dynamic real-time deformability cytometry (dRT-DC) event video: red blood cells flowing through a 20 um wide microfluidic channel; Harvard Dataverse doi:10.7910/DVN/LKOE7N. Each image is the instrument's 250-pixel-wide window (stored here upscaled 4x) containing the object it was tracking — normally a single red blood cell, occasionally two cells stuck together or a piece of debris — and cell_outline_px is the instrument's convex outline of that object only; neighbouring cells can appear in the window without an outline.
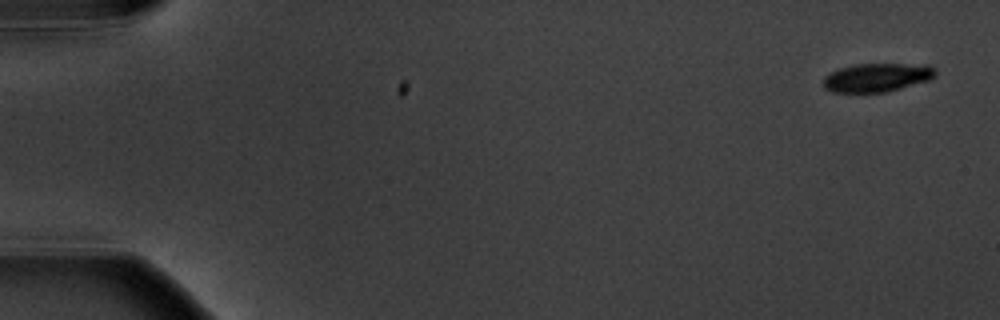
{"species": "common noctule bat (a hibernating species)", "species_latin": "Nyctalus noctula", "temperature_condition": "warm", "stored_images_in_passage": 5, "camera_frame_rate_fps": 3000, "um_per_image_px": 0.085, "animal": {"sex": "male", "body_mass_g": 20.1, "forearm_length_mm": 53.5}, "frame": {"image": 1, "passage_image": 1, "time_ms": 0.0, "image_size_px": [1000, 320], "cell_outline_px": [[936, 76], [932, 80], [888, 92], [832, 92], [824, 88], [824, 76], [840, 68], [856, 64], [932, 64], [936, 68]], "centroid_in_image_um": [74.64, 6.58], "position_along_channel_um": 10.4, "area_um2": 19.02}}
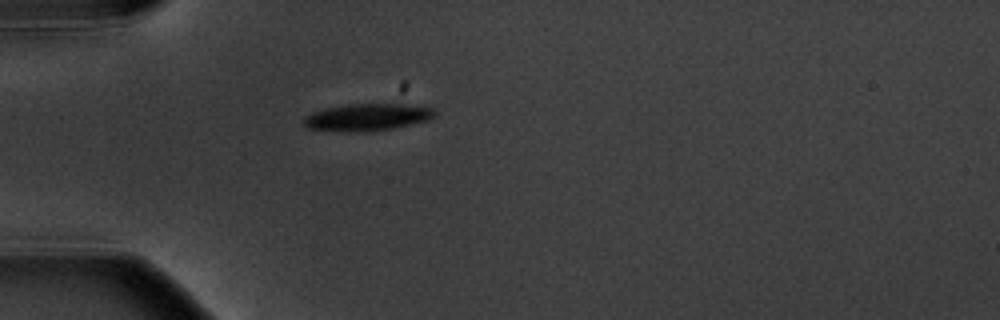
{"frame": {"image": 2, "passage_image": 5, "time_ms": 5.0, "image_size_px": [1000, 320], "cell_outline_px": [[436, 116], [428, 120], [392, 128], [364, 132], [348, 132], [308, 128], [304, 124], [304, 116], [312, 112], [324, 108], [348, 104], [404, 104], [432, 108], [436, 112]], "centroid_in_image_um": [31.2, 9.96], "position_along_channel_um": 53.8, "area_um2": 20.63}}